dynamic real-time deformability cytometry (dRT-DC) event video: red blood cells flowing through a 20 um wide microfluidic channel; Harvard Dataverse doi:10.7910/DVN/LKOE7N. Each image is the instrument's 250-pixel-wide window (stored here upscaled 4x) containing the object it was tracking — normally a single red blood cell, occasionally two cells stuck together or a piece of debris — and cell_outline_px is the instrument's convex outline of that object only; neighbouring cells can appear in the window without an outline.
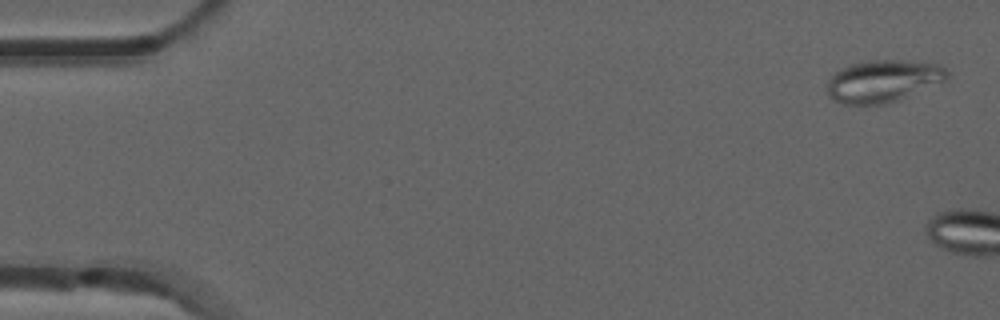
{"species": "common noctule bat (a hibernating species)", "species_latin": "Nyctalus noctula", "temperature_condition": "room temperature", "stored_images_in_passage": 5, "camera_frame_rate_fps": 3000, "um_per_image_px": 0.085, "animal": {"sex": "male", "forearm_length_mm": 52.5}, "frame": {"image": 1, "passage_image": 2, "time_ms": 0.333, "image_size_px": [1000, 320], "cell_outline_px": [[948, 80], [944, 84], [900, 100], [884, 104], [844, 104], [832, 100], [828, 96], [828, 80], [840, 68], [852, 64], [868, 60], [904, 60], [940, 64], [948, 72]], "centroid_in_image_um": [75.15, 6.9], "position_along_channel_um": 9.9, "area_um2": 30.17}}